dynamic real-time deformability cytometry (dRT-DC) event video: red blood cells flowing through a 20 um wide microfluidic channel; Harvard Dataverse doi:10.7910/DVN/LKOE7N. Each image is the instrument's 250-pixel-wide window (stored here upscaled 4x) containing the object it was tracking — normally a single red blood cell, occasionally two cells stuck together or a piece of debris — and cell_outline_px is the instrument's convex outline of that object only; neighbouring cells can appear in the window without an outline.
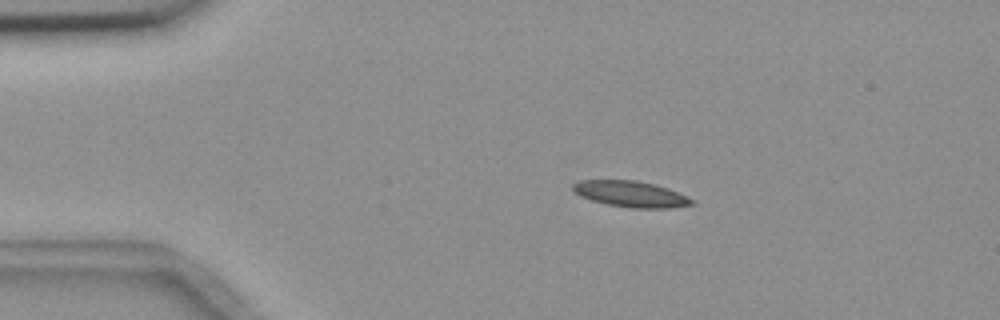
{"species": "common noctule bat (a hibernating species)", "species_latin": "Nyctalus noctula", "temperature_condition": "room temperature", "stored_images_in_passage": 6, "camera_frame_rate_fps": 3000, "um_per_image_px": 0.085, "animal": {"sex": "female", "body_mass_g": 18.4}, "frame": {"image": 1, "passage_image": 2, "time_ms": 1.333, "image_size_px": [1000, 320], "cell_outline_px": [[696, 204], [672, 208], [632, 208], [608, 204], [592, 200], [580, 196], [572, 188], [572, 184], [580, 180], [636, 180], [668, 188], [696, 200]], "centroid_in_image_um": [53.66, 16.5], "position_along_channel_um": 31.3, "area_um2": 18.03}}
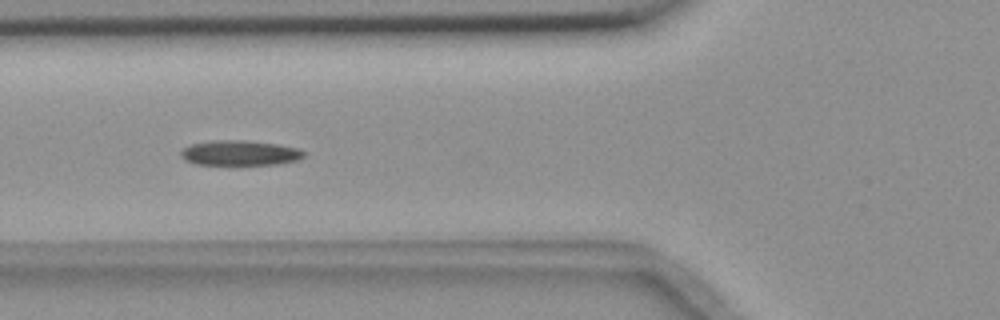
{"frame": {"image": 2, "passage_image": 5, "time_ms": 4.667, "image_size_px": [1000, 320], "cell_outline_px": [[308, 152], [304, 156], [296, 160], [276, 164], [196, 164], [184, 160], [180, 156], [180, 152], [184, 148], [192, 144], [208, 140], [244, 140], [276, 144], [300, 148]], "centroid_in_image_um": [20.39, 12.99], "position_along_channel_um": 105.4, "area_um2": 17.98}}
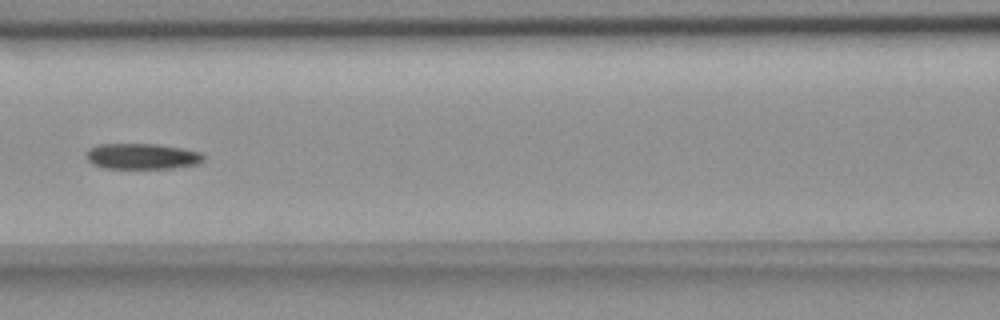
{"frame": {"image": 3, "passage_image": 6, "time_ms": 6.0, "image_size_px": [1000, 320], "cell_outline_px": [[204, 160], [196, 164], [172, 168], [104, 168], [92, 164], [84, 156], [88, 148], [96, 144], [156, 144], [180, 148], [200, 152], [204, 156]], "centroid_in_image_um": [12.01, 13.28], "position_along_channel_um": 154.6, "area_um2": 17.63}}